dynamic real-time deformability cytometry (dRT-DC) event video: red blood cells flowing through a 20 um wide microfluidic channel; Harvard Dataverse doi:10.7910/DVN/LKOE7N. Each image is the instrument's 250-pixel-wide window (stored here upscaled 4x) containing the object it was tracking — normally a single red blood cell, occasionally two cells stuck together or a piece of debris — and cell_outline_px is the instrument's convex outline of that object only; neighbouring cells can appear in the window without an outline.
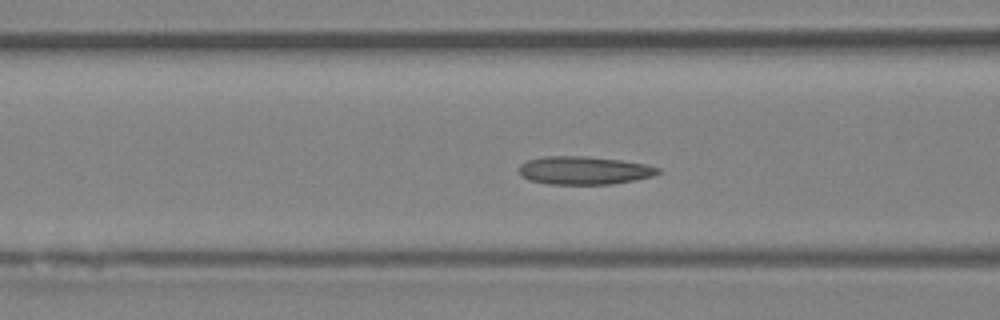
{"species": "Egyptian fruit bat (a non-hibernating species)", "species_latin": "Rousettus aegyptiacus", "temperature_condition": "room temperature", "stored_images_in_passage": 52, "camera_frame_rate_fps": 3000, "um_per_image_px": 0.085, "animal": {"sex": "female"}, "frame": {"image": 1, "passage_image": 20, "time_ms": 6.333, "image_size_px": [1000, 320], "cell_outline_px": [[660, 172], [652, 176], [612, 184], [548, 184], [528, 180], [520, 176], [520, 164], [528, 160], [544, 156], [584, 156], [624, 160], [644, 164], [660, 168]], "centroid_in_image_um": [49.62, 14.48], "position_along_channel_um": 117.0, "area_um2": 22.77}}
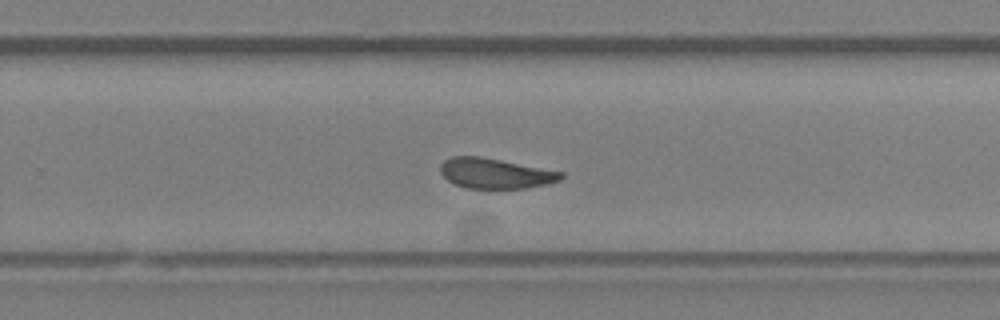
{"frame": {"image": 2, "passage_image": 33, "time_ms": 10.667, "image_size_px": [1000, 320], "cell_outline_px": [[564, 176], [560, 180], [548, 184], [524, 188], [468, 188], [456, 184], [448, 180], [440, 172], [440, 164], [444, 160], [452, 156], [480, 156], [564, 172]], "centroid_in_image_um": [42.1, 14.73], "position_along_channel_um": 287.7, "area_um2": 21.15}}
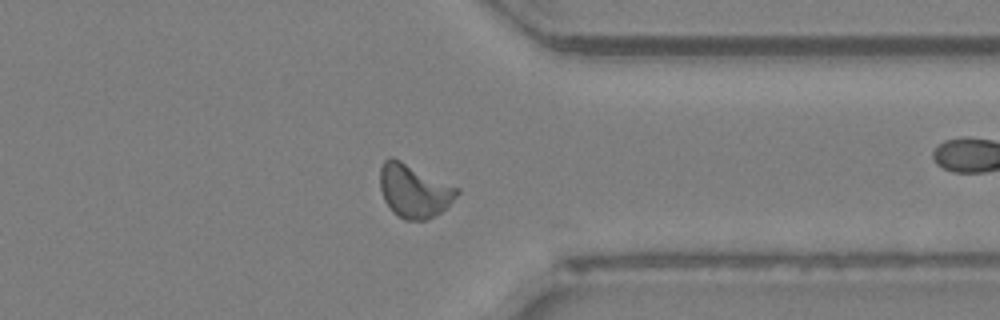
{"frame": {"image": 3, "passage_image": 40, "time_ms": 13.0, "image_size_px": [1000, 320], "cell_outline_px": [[460, 192], [440, 212], [424, 220], [404, 220], [392, 212], [384, 200], [380, 188], [380, 168], [384, 160], [388, 156], [392, 156], [460, 188]], "centroid_in_image_um": [35.16, 16.2], "position_along_channel_um": 376.2, "area_um2": 23.87}, "authors_computed_cell_mechanics": {"area_um2": 22.542, "velocity_mm_per_s": 3.9588, "shape_relaxation_time_tau1_ms": null, "shape_relaxation_time_tau2_ms": 1.868, "deformation_change_tau1": null, "deformation_change_tau2": 0.0753}}